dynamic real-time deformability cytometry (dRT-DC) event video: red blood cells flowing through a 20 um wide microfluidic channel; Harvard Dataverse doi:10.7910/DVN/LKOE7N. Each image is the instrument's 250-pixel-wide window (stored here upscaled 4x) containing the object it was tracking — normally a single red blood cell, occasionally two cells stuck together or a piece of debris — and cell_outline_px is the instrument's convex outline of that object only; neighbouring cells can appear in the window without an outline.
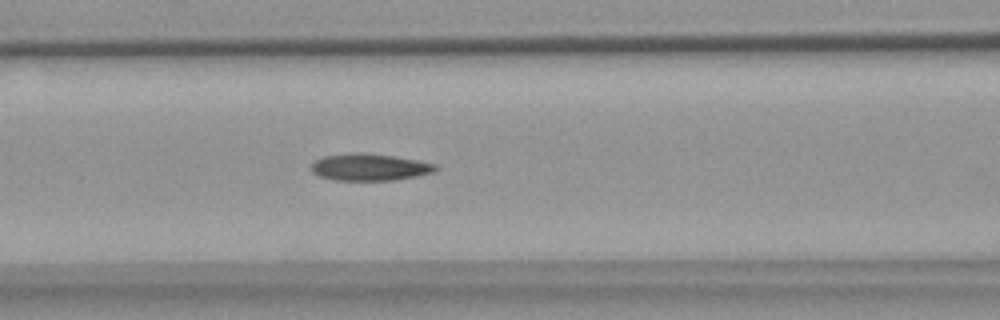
{"species": "common noctule bat (a hibernating species)", "species_latin": "Nyctalus noctula", "temperature_condition": "warm", "stored_images_in_passage": 53, "camera_frame_rate_fps": 3000, "um_per_image_px": 0.085, "animal": {"sex": "female", "body_mass_g": 18.4}, "frame": {"image": 1, "passage_image": 21, "time_ms": 6.667, "image_size_px": [1000, 320], "cell_outline_px": [[440, 168], [432, 172], [416, 176], [396, 180], [332, 180], [320, 176], [312, 172], [312, 164], [316, 160], [324, 156], [356, 152], [364, 152], [392, 156], [416, 160], [436, 164]], "centroid_in_image_um": [31.42, 14.21], "position_along_channel_um": 135.2, "area_um2": 19.42}}
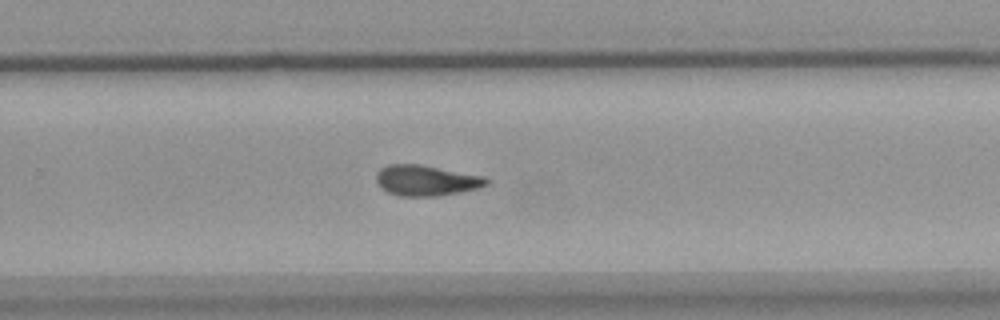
{"frame": {"image": 2, "passage_image": 34, "time_ms": 11.0, "image_size_px": [1000, 320], "cell_outline_px": [[488, 184], [480, 188], [440, 196], [400, 196], [388, 192], [380, 188], [376, 184], [376, 172], [380, 168], [388, 164], [420, 164], [484, 176], [488, 180]], "centroid_in_image_um": [36.2, 15.34], "position_along_channel_um": 293.6, "area_um2": 19.88}}
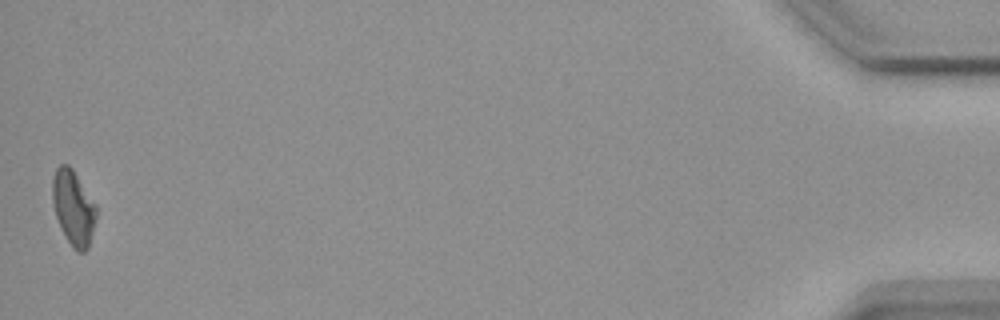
{"frame": {"image": 3, "passage_image": 53, "time_ms": 17.333, "image_size_px": [1000, 320], "cell_outline_px": [[96, 216], [88, 248], [84, 252], [76, 252], [72, 248], [60, 228], [56, 216], [52, 200], [52, 180], [56, 168], [60, 164], [68, 164], [72, 168], [96, 204]], "centroid_in_image_um": [6.22, 17.66], "position_along_channel_um": 429.0, "area_um2": 19.13}, "authors_computed_cell_mechanics": {"area_um2": 19.3052, "velocity_mm_per_s": 3.6767, "shape_relaxation_time_tau1_ms": 8.9467, "shape_relaxation_time_tau2_ms": 5.4637, "deformation_change_tau1": 0.2027, "deformation_change_tau2": 0.1331}}